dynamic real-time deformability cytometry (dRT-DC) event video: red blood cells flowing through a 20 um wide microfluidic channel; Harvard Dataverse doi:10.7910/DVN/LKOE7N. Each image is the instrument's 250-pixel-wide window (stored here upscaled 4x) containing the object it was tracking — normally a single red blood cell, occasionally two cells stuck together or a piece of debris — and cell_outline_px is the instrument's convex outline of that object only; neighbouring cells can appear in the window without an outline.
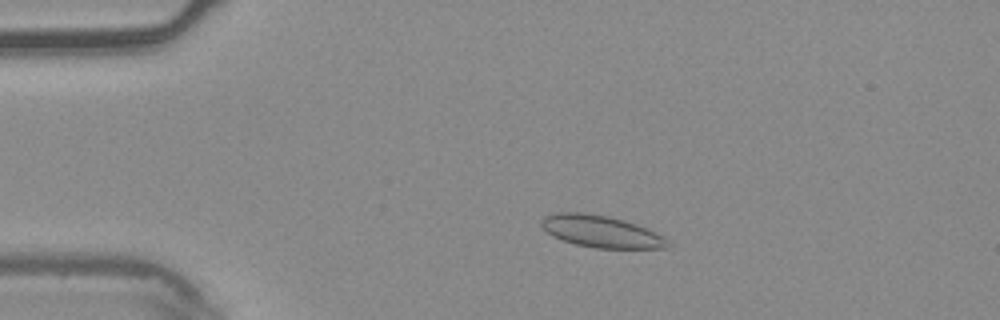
{"species": "common noctule bat (a hibernating species)", "species_latin": "Nyctalus noctula", "temperature_condition": "warm", "stored_images_in_passage": 7, "camera_frame_rate_fps": 3000, "um_per_image_px": 0.085, "animal": {"sex": "male", "body_mass_g": 20.4}, "frame": {"image": 1, "passage_image": 4, "time_ms": 1.0, "image_size_px": [1000, 320], "cell_outline_px": [[672, 248], [596, 248], [576, 244], [552, 236], [540, 224], [540, 220], [544, 216], [556, 212], [584, 212], [608, 216], [624, 220], [648, 228], [664, 236], [668, 240]], "centroid_in_image_um": [51.12, 19.67], "position_along_channel_um": 33.9, "area_um2": 23.64}}